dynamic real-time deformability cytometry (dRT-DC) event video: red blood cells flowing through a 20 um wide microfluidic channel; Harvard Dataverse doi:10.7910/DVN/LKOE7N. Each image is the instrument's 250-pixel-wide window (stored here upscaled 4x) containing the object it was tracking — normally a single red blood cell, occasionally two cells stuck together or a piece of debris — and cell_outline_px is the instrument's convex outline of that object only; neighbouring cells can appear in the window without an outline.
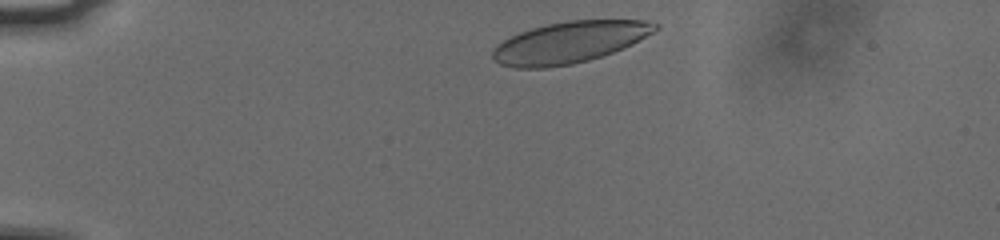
{"species": "human", "species_latin": "Homo sapiens", "temperature_condition": "cold", "stored_images_in_passage": 38, "camera_frame_rate_fps": 3000, "um_per_image_px": 0.085, "donor": {"sex": "male"}, "frame": {"image": 1, "passage_image": 2, "time_ms": 0.333, "image_size_px": [1000, 240], "cell_outline_px": [[660, 28], [632, 44], [624, 48], [588, 60], [572, 64], [548, 68], [512, 68], [500, 64], [492, 56], [492, 52], [496, 44], [520, 32], [532, 28], [548, 24], [568, 20], [648, 20], [660, 24]], "centroid_in_image_um": [48.42, 3.6], "position_along_channel_um": 36.6, "area_um2": 39.25}}
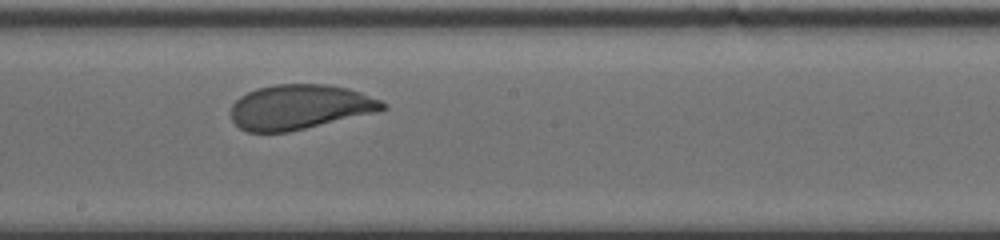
{"frame": {"image": 2, "passage_image": 22, "time_ms": 7.0, "image_size_px": [1000, 240], "cell_outline_px": [[388, 108], [376, 112], [288, 132], [248, 132], [240, 128], [232, 120], [232, 104], [240, 96], [256, 88], [276, 84], [328, 84], [348, 88], [360, 92], [380, 100], [388, 104]], "centroid_in_image_um": [25.48, 9.09], "position_along_channel_um": 222.7, "area_um2": 39.54}}
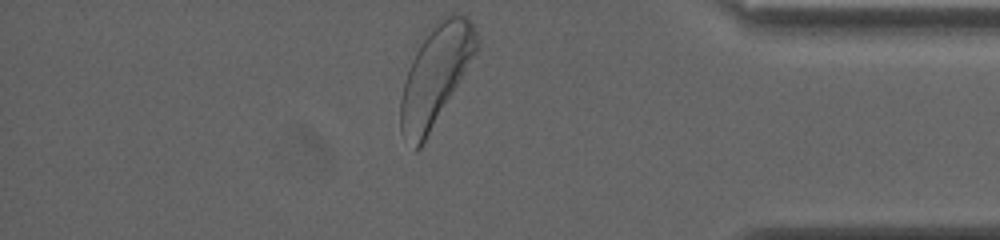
{"frame": {"image": 3, "passage_image": 38, "time_ms": 12.333, "image_size_px": [1000, 240], "cell_outline_px": [[480, 48], [420, 148], [416, 152], [400, 132], [400, 100], [408, 68], [420, 44], [432, 24], [436, 20], [452, 12], [456, 12], [468, 16], [480, 40]], "centroid_in_image_um": [37.05, 6.34], "position_along_channel_um": 398.1, "area_um2": 44.1}, "authors_computed_cell_mechanics": {"area_um2": 40.1132, "velocity_mm_per_s": 3.7294, "shape_relaxation_time_tau1_ms": 3.2376, "shape_relaxation_time_tau2_ms": null, "deformation_change_tau1": 0.1283, "deformation_change_tau2": null}}